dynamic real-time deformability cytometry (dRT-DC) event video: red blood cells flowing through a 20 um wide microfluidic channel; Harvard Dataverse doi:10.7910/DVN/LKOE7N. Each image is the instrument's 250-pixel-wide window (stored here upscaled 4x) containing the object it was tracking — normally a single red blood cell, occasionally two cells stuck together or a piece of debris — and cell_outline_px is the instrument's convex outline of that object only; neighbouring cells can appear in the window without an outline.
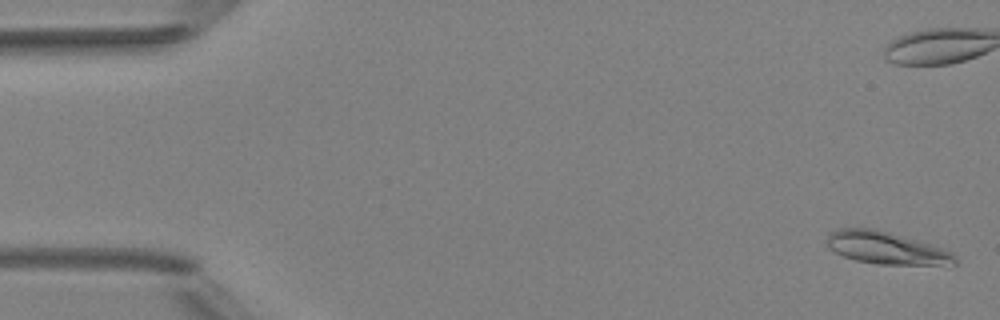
{"species": "Egyptian fruit bat (a non-hibernating species)", "species_latin": "Rousettus aegyptiacus", "temperature_condition": "room temperature", "stored_images_in_passage": 3, "camera_frame_rate_fps": 3000, "um_per_image_px": 0.085, "animal": {"sex": "female"}, "frame": {"image": 1, "passage_image": 1, "time_ms": 0.0, "image_size_px": [1000, 320], "cell_outline_px": [[956, 264], [876, 264], [856, 260], [844, 256], [828, 248], [828, 232], [836, 228], [876, 228], [944, 248], [952, 252], [956, 256]], "centroid_in_image_um": [75.31, 21.06], "position_along_channel_um": 9.7, "area_um2": 24.04}}